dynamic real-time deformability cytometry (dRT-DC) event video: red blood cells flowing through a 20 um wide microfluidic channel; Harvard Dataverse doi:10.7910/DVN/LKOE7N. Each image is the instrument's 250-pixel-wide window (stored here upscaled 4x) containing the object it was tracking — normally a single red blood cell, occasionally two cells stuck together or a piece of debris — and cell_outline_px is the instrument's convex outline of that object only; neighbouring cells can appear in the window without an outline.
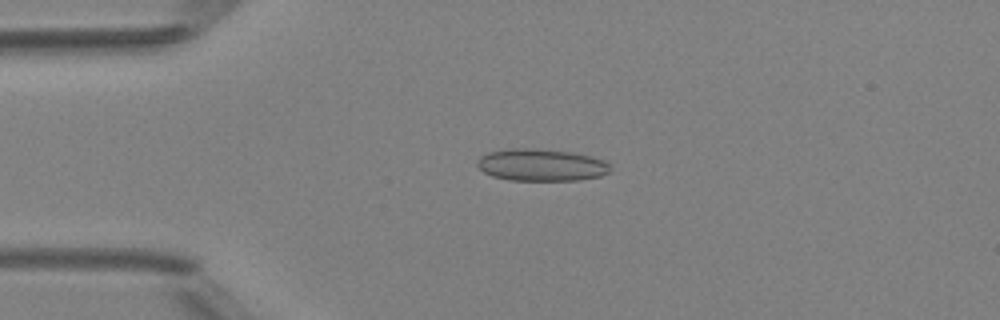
{"species": "Egyptian fruit bat (a non-hibernating species)", "species_latin": "Rousettus aegyptiacus", "temperature_condition": "room temperature", "stored_images_in_passage": 40, "camera_frame_rate_fps": 3000, "um_per_image_px": 0.085, "animal": {"sex": "female"}, "frame": {"image": 1, "passage_image": 3, "time_ms": 0.667, "image_size_px": [1000, 320], "cell_outline_px": [[612, 168], [608, 172], [600, 176], [580, 180], [508, 180], [492, 176], [484, 172], [476, 164], [476, 160], [480, 156], [488, 152], [508, 148], [536, 148], [572, 152], [592, 156], [604, 160]], "centroid_in_image_um": [45.99, 14.01], "position_along_channel_um": 39.0, "area_um2": 25.14}}
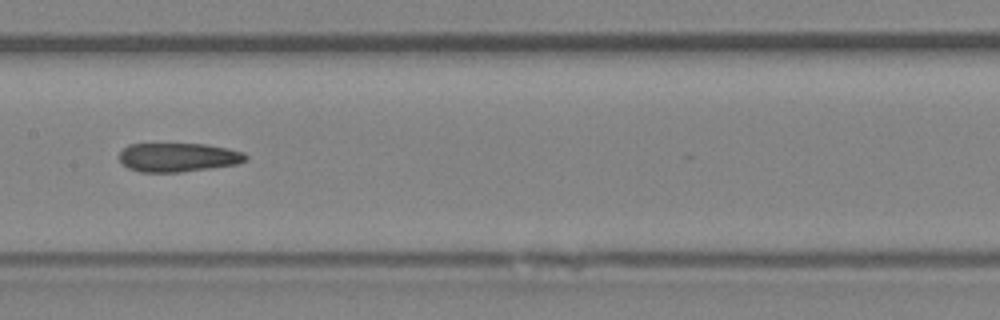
{"frame": {"image": 2, "passage_image": 16, "time_ms": 5.0, "image_size_px": [1000, 320], "cell_outline_px": [[248, 160], [236, 164], [180, 172], [140, 172], [128, 168], [120, 160], [120, 152], [128, 144], [204, 144], [228, 148], [244, 152], [248, 156]], "centroid_in_image_um": [15.16, 13.37], "position_along_channel_um": 192.2, "area_um2": 21.21}}
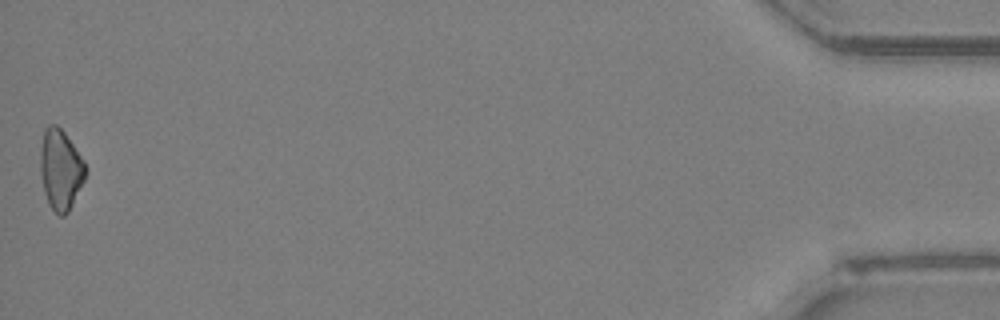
{"frame": {"image": 3, "passage_image": 40, "time_ms": 13.0, "image_size_px": [1000, 320], "cell_outline_px": [[84, 180], [68, 212], [64, 216], [60, 216], [48, 204], [44, 192], [40, 172], [40, 148], [44, 128], [48, 124], [56, 124], [64, 132], [84, 160]], "centroid_in_image_um": [5.11, 14.39], "position_along_channel_um": 430.1, "area_um2": 20.98}}